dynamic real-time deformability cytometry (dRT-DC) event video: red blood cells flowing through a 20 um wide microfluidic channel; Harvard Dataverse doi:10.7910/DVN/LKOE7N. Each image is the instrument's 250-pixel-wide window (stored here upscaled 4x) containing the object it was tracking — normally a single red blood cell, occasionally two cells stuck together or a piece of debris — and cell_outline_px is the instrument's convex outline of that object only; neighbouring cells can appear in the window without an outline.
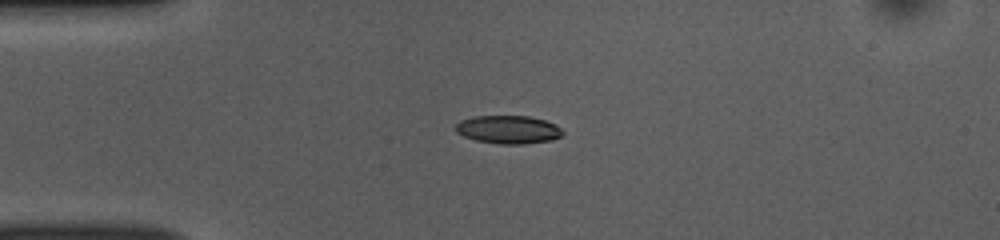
{"species": "common noctule bat (a hibernating species)", "species_latin": "Nyctalus noctula", "temperature_condition": "room temperature", "stored_images_in_passage": 40, "camera_frame_rate_fps": 3000, "um_per_image_px": 0.085, "animal": {"sex": "female", "body_mass_g": 10.0, "forearm_length_mm": 53.1}, "frame": {"image": 1, "passage_image": 1, "time_ms": 0.0, "image_size_px": [1000, 240], "cell_outline_px": [[564, 132], [560, 136], [552, 140], [524, 144], [500, 144], [476, 140], [464, 136], [456, 132], [456, 124], [460, 120], [476, 116], [528, 116], [544, 120], [556, 124]], "centroid_in_image_um": [43.21, 11.01], "position_along_channel_um": 41.8, "area_um2": 17.51}}
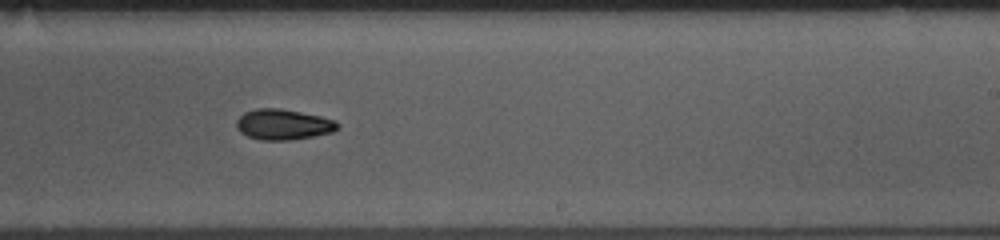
{"frame": {"image": 2, "passage_image": 20, "time_ms": 6.333, "image_size_px": [1000, 240], "cell_outline_px": [[340, 128], [332, 132], [292, 140], [260, 140], [248, 136], [240, 132], [236, 128], [236, 120], [244, 112], [256, 108], [280, 108], [320, 116], [336, 120], [340, 124]], "centroid_in_image_um": [24.08, 10.58], "position_along_channel_um": 264.9, "area_um2": 18.15}}
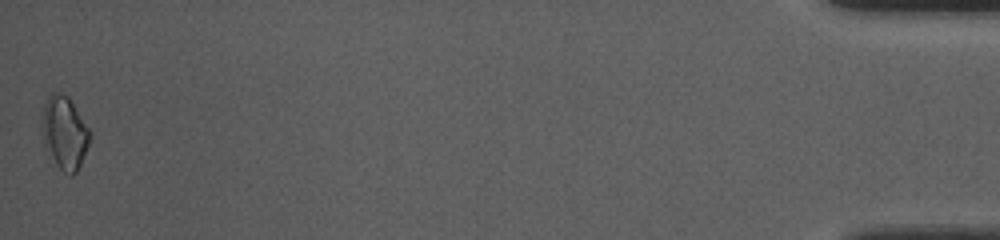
{"frame": {"image": 3, "passage_image": 40, "time_ms": 13.0, "image_size_px": [1000, 240], "cell_outline_px": [[92, 136], [80, 164], [76, 172], [72, 176], [68, 176], [56, 164], [44, 148], [40, 124], [40, 120], [44, 104], [48, 96], [52, 92], [56, 92], [68, 96], [92, 132]], "centroid_in_image_um": [5.46, 11.28], "position_along_channel_um": 429.7, "area_um2": 20.75}, "authors_computed_cell_mechanics": {"area_um2": 18.0914, "velocity_mm_per_s": 3.8662, "shape_relaxation_time_tau1_ms": 4.6391, "shape_relaxation_time_tau2_ms": 5.0503, "deformation_change_tau1": 0.1098, "deformation_change_tau2": 0.1029}}